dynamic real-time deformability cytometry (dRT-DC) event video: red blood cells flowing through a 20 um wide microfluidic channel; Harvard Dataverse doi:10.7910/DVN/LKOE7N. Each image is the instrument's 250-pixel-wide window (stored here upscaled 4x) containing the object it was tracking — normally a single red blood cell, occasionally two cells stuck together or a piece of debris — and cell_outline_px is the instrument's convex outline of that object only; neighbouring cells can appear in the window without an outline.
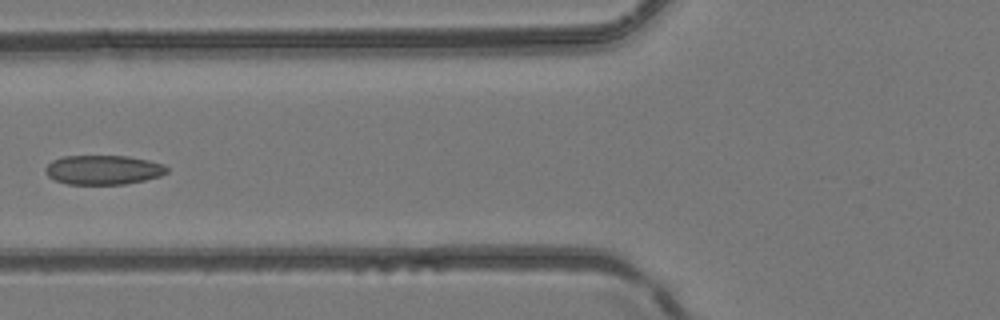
{"species": "common noctule bat (a hibernating species)", "species_latin": "Nyctalus noctula", "temperature_condition": "room temperature", "stored_images_in_passage": 6, "camera_frame_rate_fps": 3000, "um_per_image_px": 0.085, "animal": {"sex": "female", "body_mass_g": 24.6, "forearm_length_mm": 56.2}, "frame": {"image": 1, "passage_image": 6, "time_ms": 1.667, "image_size_px": [1000, 320], "cell_outline_px": [[168, 172], [160, 176], [144, 180], [124, 184], [68, 184], [56, 180], [48, 176], [44, 172], [44, 168], [52, 160], [64, 156], [128, 156], [148, 160], [164, 164], [168, 168]], "centroid_in_image_um": [8.77, 14.43], "position_along_channel_um": 117.0, "area_um2": 20.81}}